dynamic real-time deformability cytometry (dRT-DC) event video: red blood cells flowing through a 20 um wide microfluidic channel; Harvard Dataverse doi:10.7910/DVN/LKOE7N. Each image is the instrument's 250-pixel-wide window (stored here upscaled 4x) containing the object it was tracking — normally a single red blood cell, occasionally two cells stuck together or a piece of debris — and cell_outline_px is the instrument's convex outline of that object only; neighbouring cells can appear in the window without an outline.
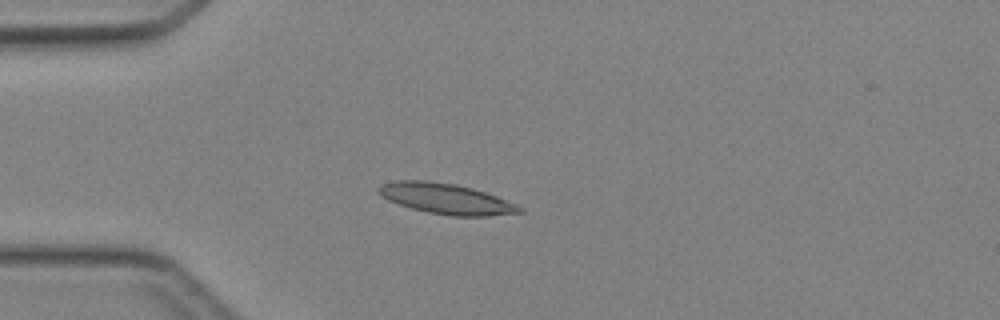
{"species": "Egyptian fruit bat (a non-hibernating species)", "species_latin": "Rousettus aegyptiacus", "temperature_condition": "cold", "stored_images_in_passage": 5, "camera_frame_rate_fps": 3000, "um_per_image_px": 0.085, "animal": {"sex": "female"}, "frame": {"image": 1, "passage_image": 4, "time_ms": 3.667, "image_size_px": [1000, 320], "cell_outline_px": [[524, 212], [488, 216], [452, 216], [428, 212], [412, 208], [388, 200], [376, 188], [380, 184], [396, 180], [428, 180], [456, 184], [472, 188], [496, 196], [516, 204], [524, 208]], "centroid_in_image_um": [37.93, 16.88], "position_along_channel_um": 47.1, "area_um2": 24.97}}